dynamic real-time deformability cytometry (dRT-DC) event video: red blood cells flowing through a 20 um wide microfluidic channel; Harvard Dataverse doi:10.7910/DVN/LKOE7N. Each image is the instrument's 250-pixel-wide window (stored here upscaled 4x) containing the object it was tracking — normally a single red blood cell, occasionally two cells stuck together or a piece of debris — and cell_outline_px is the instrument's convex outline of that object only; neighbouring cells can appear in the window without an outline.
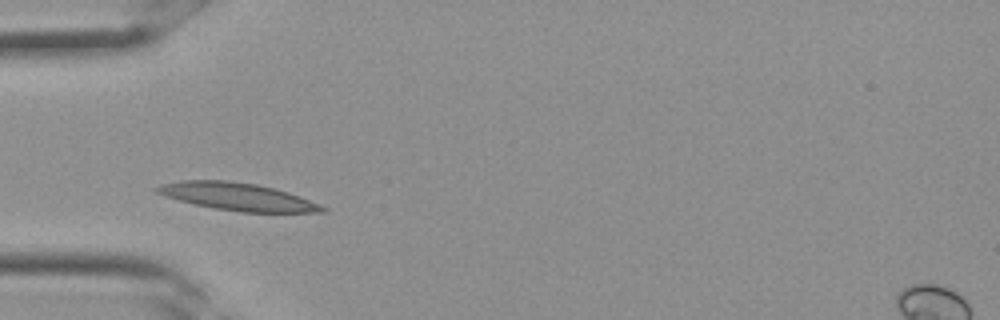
{"species": "Egyptian fruit bat (a non-hibernating species)", "species_latin": "Rousettus aegyptiacus", "temperature_condition": "room temperature", "stored_images_in_passage": 9, "camera_frame_rate_fps": 3000, "um_per_image_px": 0.085, "frame": {"image": 1, "passage_image": 1, "time_ms": 0.0, "image_size_px": [1000, 320], "cell_outline_px": [[328, 212], [240, 212], [216, 208], [196, 204], [164, 196], [156, 192], [152, 188], [160, 184], [184, 180], [224, 180], [256, 184], [288, 192], [320, 204], [328, 208]], "centroid_in_image_um": [20.18, 16.71], "position_along_channel_um": 64.8, "area_um2": 26.36}}
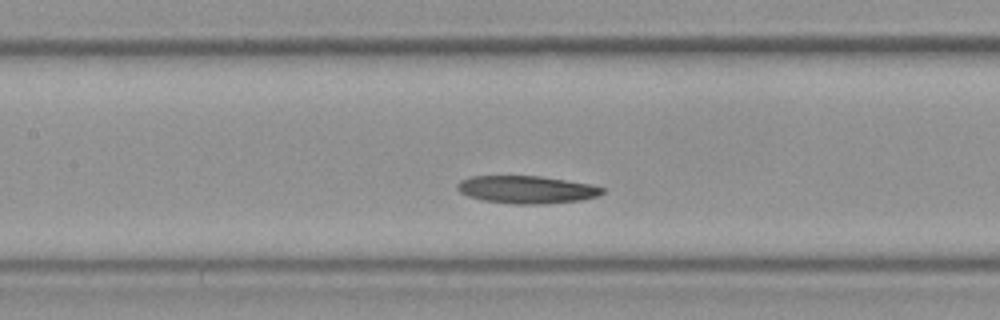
{"frame": {"image": 2, "passage_image": 6, "time_ms": 1.667, "image_size_px": [1000, 320], "cell_outline_px": [[604, 192], [596, 196], [580, 200], [544, 204], [516, 204], [484, 200], [468, 196], [460, 192], [456, 188], [456, 184], [460, 180], [472, 176], [540, 176], [592, 184], [604, 188]], "centroid_in_image_um": [44.75, 16.11], "position_along_channel_um": 162.6, "area_um2": 23.29}}
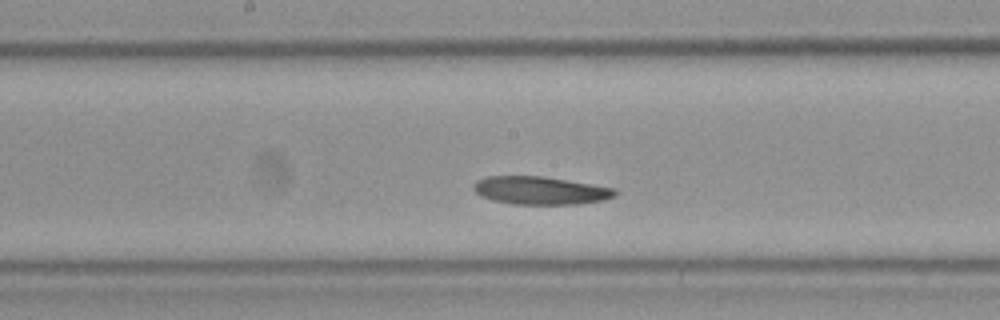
{"frame": {"image": 3, "passage_image": 8, "time_ms": 2.333, "image_size_px": [1000, 320], "cell_outline_px": [[616, 196], [604, 200], [576, 204], [512, 204], [480, 196], [472, 188], [472, 184], [476, 180], [488, 176], [544, 176], [616, 188]], "centroid_in_image_um": [45.93, 16.18], "position_along_channel_um": 202.3, "area_um2": 23.12}}